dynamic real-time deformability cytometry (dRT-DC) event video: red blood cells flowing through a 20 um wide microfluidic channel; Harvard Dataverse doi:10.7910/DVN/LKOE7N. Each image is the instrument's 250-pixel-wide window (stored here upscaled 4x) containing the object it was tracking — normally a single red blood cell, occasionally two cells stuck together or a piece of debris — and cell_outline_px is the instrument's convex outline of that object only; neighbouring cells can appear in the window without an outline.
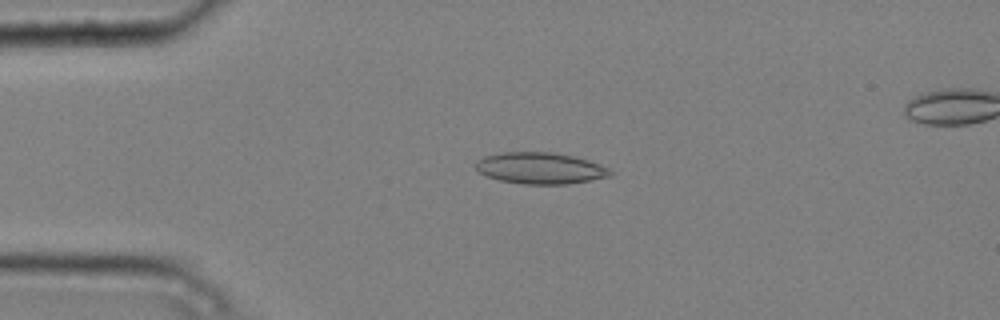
{"species": "common noctule bat (a hibernating species)", "species_latin": "Nyctalus noctula", "temperature_condition": "cold", "stored_images_in_passage": 4, "camera_frame_rate_fps": 3000, "um_per_image_px": 0.085, "animal": {"sex": "male", "body_mass_g": 20.4}, "frame": {"image": 1, "passage_image": 3, "time_ms": 0.667, "image_size_px": [1000, 320], "cell_outline_px": [[612, 176], [568, 184], [524, 184], [500, 180], [488, 176], [480, 172], [476, 168], [476, 160], [484, 156], [500, 152], [552, 152], [572, 156], [588, 160], [600, 164], [608, 168], [612, 172]], "centroid_in_image_um": [45.93, 14.29], "position_along_channel_um": 39.1, "area_um2": 24.57}}